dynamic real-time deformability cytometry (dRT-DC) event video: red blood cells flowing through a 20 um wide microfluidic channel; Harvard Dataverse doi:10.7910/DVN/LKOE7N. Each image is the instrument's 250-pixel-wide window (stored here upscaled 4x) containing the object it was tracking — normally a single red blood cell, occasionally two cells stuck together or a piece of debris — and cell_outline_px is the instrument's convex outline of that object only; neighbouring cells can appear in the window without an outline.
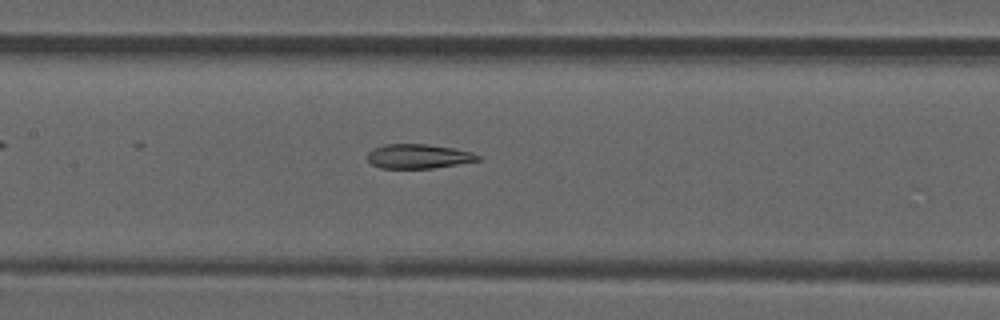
{"species": "common noctule bat (a hibernating species)", "species_latin": "Nyctalus noctula", "temperature_condition": "room temperature", "stored_images_in_passage": 51, "camera_frame_rate_fps": 3000, "um_per_image_px": 0.085, "animal": {"sex": "male", "forearm_length_mm": 52.5}, "frame": {"image": 1, "passage_image": 24, "time_ms": 7.667, "image_size_px": [1000, 320], "cell_outline_px": [[480, 160], [432, 168], [380, 168], [372, 164], [368, 160], [368, 152], [372, 148], [384, 144], [428, 144], [452, 148], [472, 152], [480, 156]], "centroid_in_image_um": [35.53, 13.28], "position_along_channel_um": 171.9, "area_um2": 15.61}}
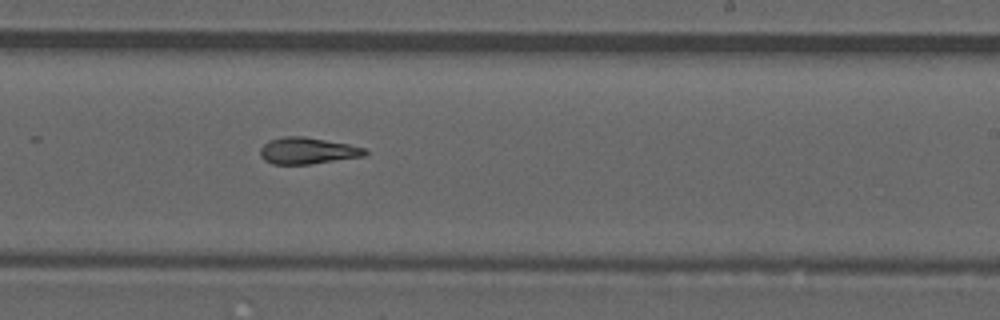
{"frame": {"image": 2, "passage_image": 31, "time_ms": 10.0, "image_size_px": [1000, 320], "cell_outline_px": [[368, 152], [364, 156], [312, 164], [272, 164], [264, 160], [260, 156], [260, 148], [268, 140], [284, 136], [304, 136], [348, 144], [364, 148]], "centroid_in_image_um": [26.11, 12.81], "position_along_channel_um": 262.9, "area_um2": 16.24}}
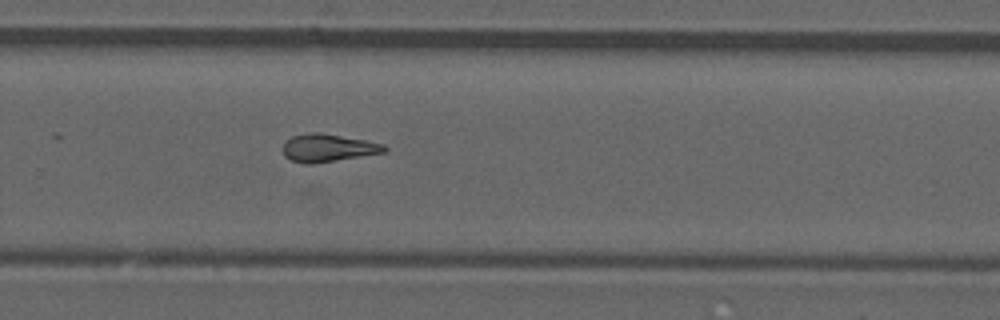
{"frame": {"image": 3, "passage_image": 34, "time_ms": 11.0, "image_size_px": [1000, 320], "cell_outline_px": [[388, 148], [384, 152], [312, 164], [304, 164], [292, 160], [284, 156], [280, 148], [292, 136], [312, 132], [316, 132], [364, 140], [384, 144]], "centroid_in_image_um": [27.82, 12.58], "position_along_channel_um": 302.0, "area_um2": 16.18}}